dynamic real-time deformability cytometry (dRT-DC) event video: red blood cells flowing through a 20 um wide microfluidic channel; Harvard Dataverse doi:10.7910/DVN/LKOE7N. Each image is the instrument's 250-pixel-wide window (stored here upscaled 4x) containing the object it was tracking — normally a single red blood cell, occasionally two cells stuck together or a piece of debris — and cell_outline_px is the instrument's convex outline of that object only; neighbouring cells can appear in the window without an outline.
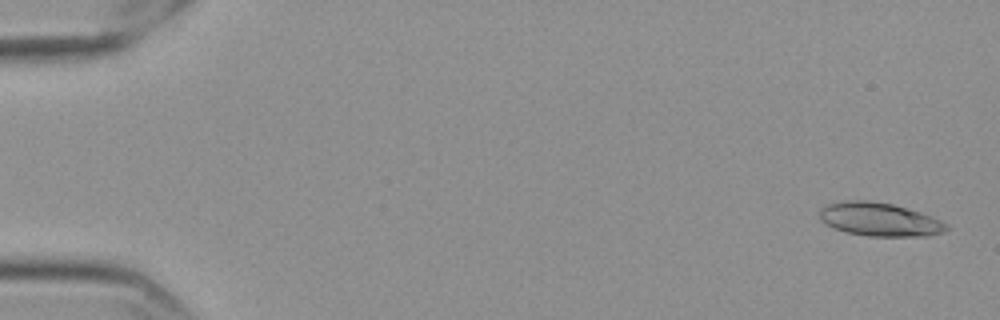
{"species": "Egyptian fruit bat (a non-hibernating species)", "species_latin": "Rousettus aegyptiacus", "temperature_condition": "cold", "stored_images_in_passage": 57, "camera_frame_rate_fps": 3000, "um_per_image_px": 0.085, "frame": {"image": 1, "passage_image": 2, "time_ms": 0.333, "image_size_px": [1000, 320], "cell_outline_px": [[948, 228], [944, 232], [928, 236], [868, 236], [844, 232], [828, 224], [820, 216], [820, 208], [828, 204], [844, 200], [864, 200], [892, 204], [920, 212], [932, 216], [948, 224]], "centroid_in_image_um": [74.8, 18.65], "position_along_channel_um": 10.2, "area_um2": 24.57}}
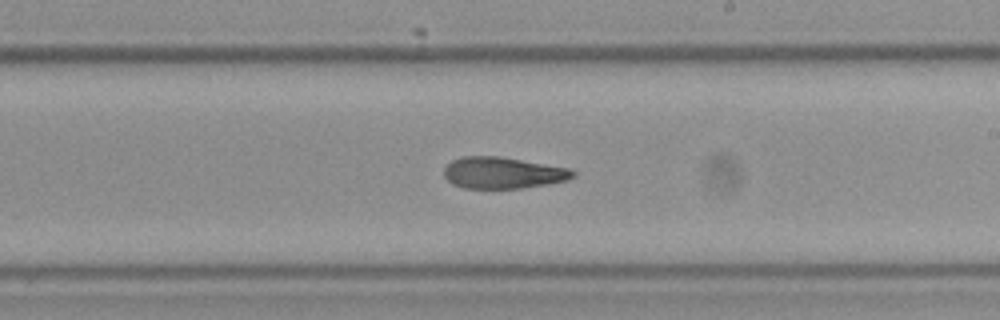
{"frame": {"image": 2, "passage_image": 34, "time_ms": 11.0, "image_size_px": [1000, 320], "cell_outline_px": [[576, 176], [568, 180], [520, 188], [464, 188], [452, 184], [444, 176], [444, 168], [452, 160], [460, 156], [500, 156], [568, 168], [576, 172]], "centroid_in_image_um": [42.72, 14.68], "position_along_channel_um": 246.3, "area_um2": 23.58}}
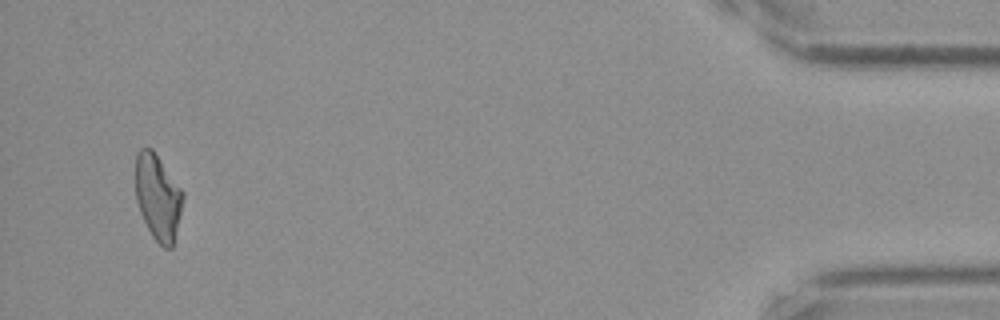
{"frame": {"image": 3, "passage_image": 55, "time_ms": 18.0, "image_size_px": [1000, 320], "cell_outline_px": [[184, 196], [172, 248], [164, 248], [152, 236], [140, 212], [136, 200], [136, 152], [140, 148], [152, 148], [184, 192]], "centroid_in_image_um": [13.41, 16.73], "position_along_channel_um": 421.8, "area_um2": 23.47}, "authors_computed_cell_mechanics": {"area_um2": 24.2182, "velocity_mm_per_s": 3.5636, "shape_relaxation_time_tau1_ms": null, "shape_relaxation_time_tau2_ms": 5.3025, "deformation_change_tau1": null, "deformation_change_tau2": 0.1544}}